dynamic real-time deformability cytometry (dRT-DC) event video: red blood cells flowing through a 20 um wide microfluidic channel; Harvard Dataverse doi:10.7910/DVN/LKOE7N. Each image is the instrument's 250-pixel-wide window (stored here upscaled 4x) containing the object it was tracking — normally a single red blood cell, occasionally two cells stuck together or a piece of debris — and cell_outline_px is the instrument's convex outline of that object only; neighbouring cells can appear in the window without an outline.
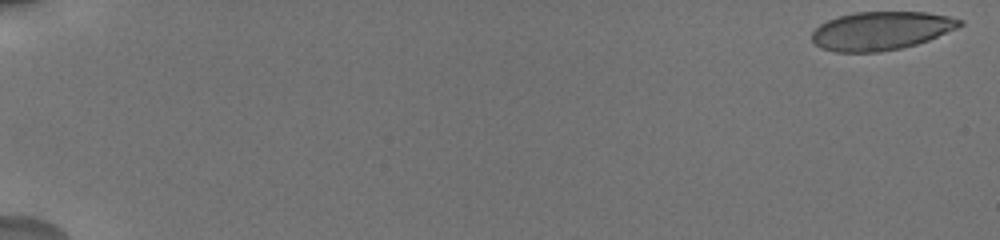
{"species": "human", "species_latin": "Homo sapiens", "temperature_condition": "cold", "stored_images_in_passage": 49, "camera_frame_rate_fps": 3000, "um_per_image_px": 0.085, "donor": {"sex": "male"}, "frame": {"image": 1, "passage_image": 1, "time_ms": 0.0, "image_size_px": [1000, 240], "cell_outline_px": [[964, 24], [956, 28], [928, 40], [916, 44], [900, 48], [876, 52], [836, 52], [824, 48], [816, 44], [812, 40], [812, 32], [820, 24], [828, 20], [840, 16], [856, 12], [924, 12], [948, 16], [964, 20]], "centroid_in_image_um": [74.9, 2.61], "position_along_channel_um": 10.1, "area_um2": 32.77}}
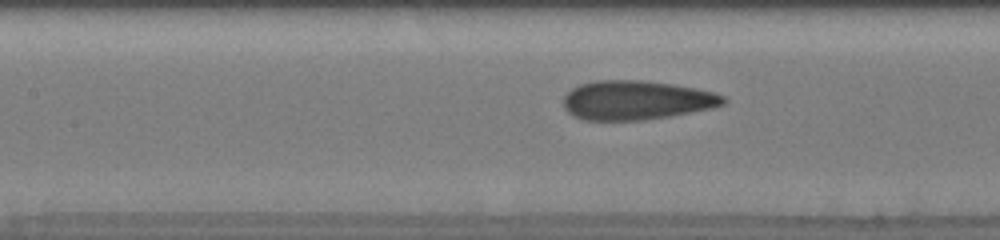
{"frame": {"image": 2, "passage_image": 25, "time_ms": 9.0, "image_size_px": [1000, 240], "cell_outline_px": [[728, 100], [724, 104], [708, 108], [668, 116], [644, 120], [584, 120], [572, 116], [564, 108], [564, 96], [572, 88], [580, 84], [596, 80], [644, 80], [672, 84], [696, 88], [712, 92], [724, 96]], "centroid_in_image_um": [54.05, 8.51], "position_along_channel_um": 153.4, "area_um2": 36.36}}
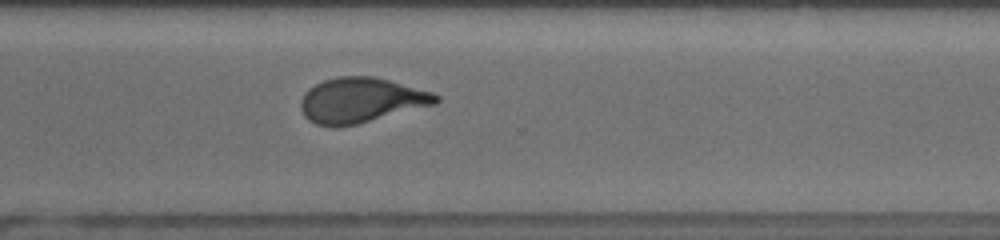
{"frame": {"image": 3, "passage_image": 39, "time_ms": 14.0, "image_size_px": [1000, 240], "cell_outline_px": [[440, 100], [436, 104], [356, 124], [336, 128], [316, 124], [308, 120], [304, 116], [300, 108], [300, 100], [304, 92], [308, 88], [324, 80], [340, 76], [372, 76], [388, 80], [432, 92], [440, 96]], "centroid_in_image_um": [30.65, 8.53], "position_along_channel_um": 340.0, "area_um2": 35.49}, "authors_computed_cell_mechanics": {"area_um2": 35.4314, "velocity_mm_per_s": 3.7424, "shape_relaxation_time_tau1_ms": 5.6868, "shape_relaxation_time_tau2_ms": 0.9016, "deformation_change_tau1": 0.1776, "deformation_change_tau2": 0.0761}}